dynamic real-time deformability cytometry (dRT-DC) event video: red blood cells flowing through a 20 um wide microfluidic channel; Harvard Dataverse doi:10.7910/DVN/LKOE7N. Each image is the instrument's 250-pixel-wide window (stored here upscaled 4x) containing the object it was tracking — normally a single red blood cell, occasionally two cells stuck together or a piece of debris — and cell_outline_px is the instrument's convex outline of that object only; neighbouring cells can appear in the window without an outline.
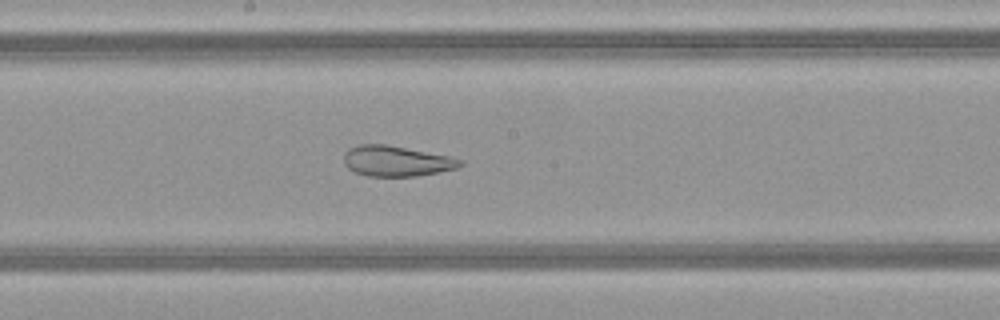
{"species": "common noctule bat (a hibernating species)", "species_latin": "Nyctalus noctula", "temperature_condition": "warm", "stored_images_in_passage": 36, "camera_frame_rate_fps": 3000, "um_per_image_px": 0.085, "animal": {"sex": "female", "body_mass_g": 21.9}, "frame": {"image": 1, "passage_image": 13, "time_ms": 4.0, "image_size_px": [1000, 320], "cell_outline_px": [[464, 164], [456, 168], [416, 176], [368, 176], [356, 172], [348, 168], [344, 164], [344, 152], [348, 148], [360, 144], [388, 144], [448, 156], [464, 160]], "centroid_in_image_um": [33.67, 13.68], "position_along_channel_um": 214.5, "area_um2": 20.63}}
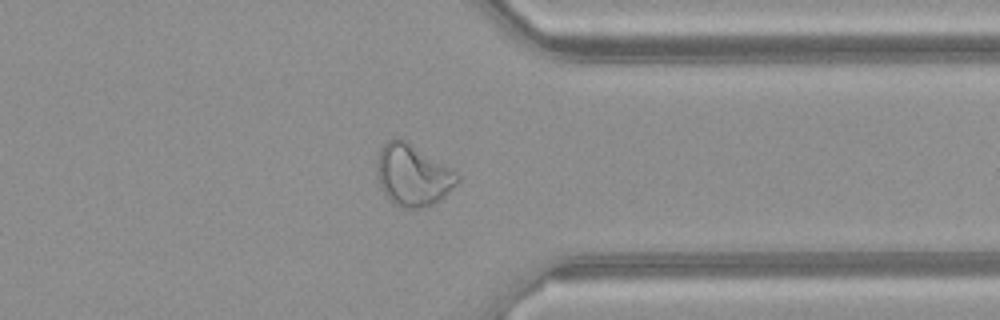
{"frame": {"image": 2, "passage_image": 25, "time_ms": 8.0, "image_size_px": [1000, 320], "cell_outline_px": [[460, 180], [440, 200], [424, 208], [404, 208], [392, 204], [384, 192], [380, 184], [376, 172], [376, 160], [380, 148], [388, 140], [396, 136], [400, 136], [456, 172], [460, 176]], "centroid_in_image_um": [35.05, 14.87], "position_along_channel_um": 376.3, "area_um2": 28.96}}
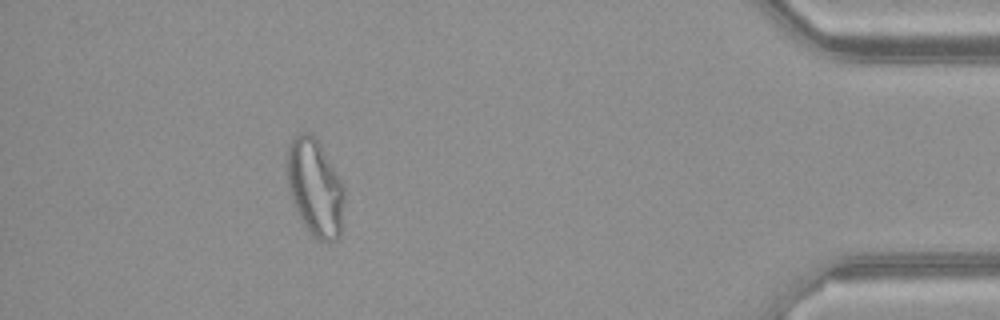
{"frame": {"image": 3, "passage_image": 31, "time_ms": 10.0, "image_size_px": [1000, 320], "cell_outline_px": [[344, 200], [340, 236], [336, 240], [328, 244], [316, 240], [312, 236], [300, 220], [288, 188], [288, 148], [292, 136], [296, 132], [312, 132], [316, 136], [344, 184]], "centroid_in_image_um": [26.8, 15.95], "position_along_channel_um": 408.4, "area_um2": 33.0}, "authors_computed_cell_mechanics": {"area_um2": 26.0967, "velocity_mm_per_s": 4.157, "shape_relaxation_time_tau1_ms": null, "shape_relaxation_time_tau2_ms": 1.5096, "deformation_change_tau1": null, "deformation_change_tau2": 0.1011}}